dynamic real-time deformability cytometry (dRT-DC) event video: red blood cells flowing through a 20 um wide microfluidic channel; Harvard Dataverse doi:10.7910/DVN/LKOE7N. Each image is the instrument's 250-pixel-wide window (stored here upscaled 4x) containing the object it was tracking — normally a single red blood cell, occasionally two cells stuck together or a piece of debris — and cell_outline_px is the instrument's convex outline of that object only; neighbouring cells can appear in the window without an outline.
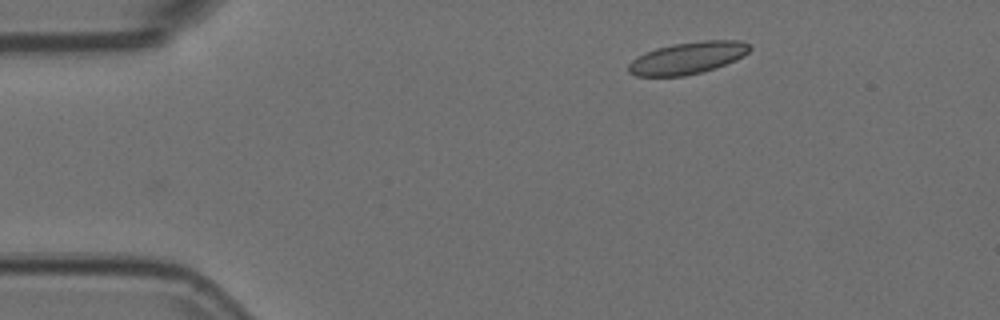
{"species": "Egyptian fruit bat (a non-hibernating species)", "species_latin": "Rousettus aegyptiacus", "temperature_condition": "room temperature", "stored_images_in_passage": 2, "camera_frame_rate_fps": 3000, "um_per_image_px": 0.085, "animal": {"sex": "female"}, "frame": {"image": 1, "passage_image": 1, "time_ms": 0.0, "image_size_px": [1000, 320], "cell_outline_px": [[752, 48], [744, 56], [736, 60], [716, 68], [684, 76], [636, 76], [628, 72], [628, 64], [632, 60], [644, 52], [656, 48], [672, 44], [704, 40], [740, 40], [748, 44]], "centroid_in_image_um": [58.45, 4.92], "position_along_channel_um": 26.5, "area_um2": 22.72}}